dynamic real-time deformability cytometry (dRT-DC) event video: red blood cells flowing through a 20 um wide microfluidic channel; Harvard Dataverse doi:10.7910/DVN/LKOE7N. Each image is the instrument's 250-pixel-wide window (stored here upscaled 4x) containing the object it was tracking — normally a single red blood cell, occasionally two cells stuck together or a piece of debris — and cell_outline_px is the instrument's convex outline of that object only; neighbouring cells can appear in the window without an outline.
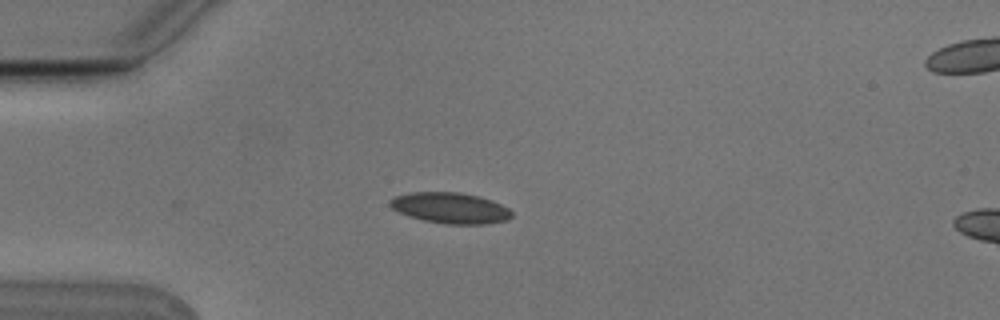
{"species": "Egyptian fruit bat (a non-hibernating species)", "species_latin": "Rousettus aegyptiacus", "temperature_condition": "cold", "stored_images_in_passage": 6, "camera_frame_rate_fps": 3000, "um_per_image_px": 0.085, "animal": {"sex": "male"}, "frame": {"image": 1, "passage_image": 4, "time_ms": 1.0, "image_size_px": [1000, 320], "cell_outline_px": [[512, 216], [508, 220], [488, 224], [444, 224], [424, 220], [408, 216], [392, 208], [388, 204], [388, 200], [396, 196], [408, 192], [460, 192], [480, 196], [492, 200], [508, 208], [512, 212]], "centroid_in_image_um": [38.28, 17.67], "position_along_channel_um": 46.7, "area_um2": 22.08}}